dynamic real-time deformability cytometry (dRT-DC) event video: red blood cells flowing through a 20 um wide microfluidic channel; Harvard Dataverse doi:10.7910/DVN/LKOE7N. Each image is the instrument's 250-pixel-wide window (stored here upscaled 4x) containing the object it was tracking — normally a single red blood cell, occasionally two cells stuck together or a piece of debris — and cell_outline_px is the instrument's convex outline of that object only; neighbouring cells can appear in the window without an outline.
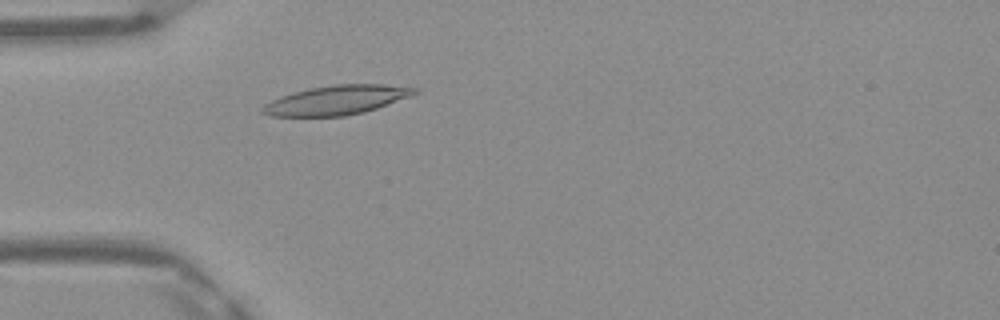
{"species": "Egyptian fruit bat (a non-hibernating species)", "species_latin": "Rousettus aegyptiacus", "temperature_condition": "warm", "stored_images_in_passage": 38, "camera_frame_rate_fps": 3000, "um_per_image_px": 0.085, "frame": {"image": 1, "passage_image": 4, "time_ms": 1.0, "image_size_px": [1000, 320], "cell_outline_px": [[420, 92], [412, 96], [364, 112], [344, 116], [268, 116], [260, 112], [260, 108], [264, 104], [280, 96], [292, 92], [308, 88], [336, 84], [384, 84], [420, 88]], "centroid_in_image_um": [28.61, 8.5], "position_along_channel_um": 56.4, "area_um2": 26.18}}
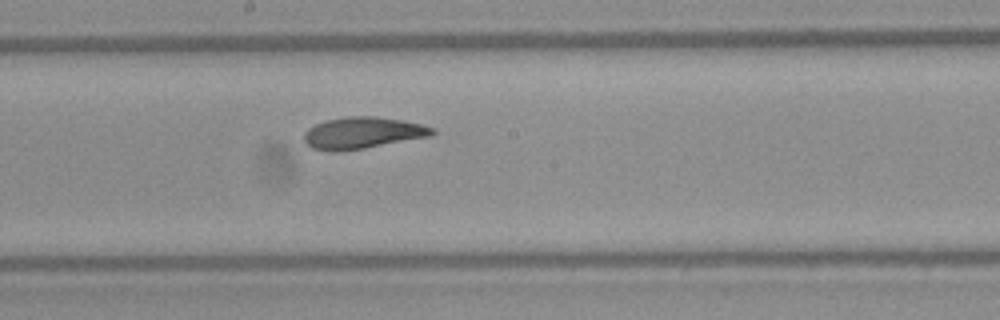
{"frame": {"image": 2, "passage_image": 16, "time_ms": 5.0, "image_size_px": [1000, 320], "cell_outline_px": [[436, 132], [432, 136], [364, 148], [336, 152], [332, 152], [312, 148], [304, 140], [304, 132], [308, 128], [316, 124], [328, 120], [348, 116], [376, 116], [404, 120], [436, 128]], "centroid_in_image_um": [30.85, 11.29], "position_along_channel_um": 217.3, "area_um2": 23.7}}
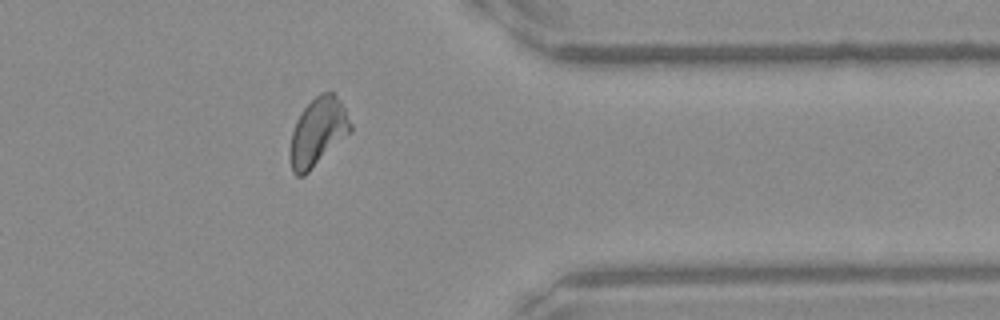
{"frame": {"image": 3, "passage_image": 29, "time_ms": 9.333, "image_size_px": [1000, 320], "cell_outline_px": [[352, 132], [304, 176], [296, 176], [292, 172], [288, 156], [288, 152], [292, 132], [296, 120], [300, 112], [320, 92], [332, 92], [340, 100], [352, 124]], "centroid_in_image_um": [27.0, 11.25], "position_along_channel_um": 384.4, "area_um2": 24.28}, "authors_computed_cell_mechanics": {"area_um2": 23.3512, "velocity_mm_per_s": 4.1495, "shape_relaxation_time_tau1_ms": 7.8987, "shape_relaxation_time_tau2_ms": 1.9635, "deformation_change_tau1": 0.2234, "deformation_change_tau2": 0.0735}}